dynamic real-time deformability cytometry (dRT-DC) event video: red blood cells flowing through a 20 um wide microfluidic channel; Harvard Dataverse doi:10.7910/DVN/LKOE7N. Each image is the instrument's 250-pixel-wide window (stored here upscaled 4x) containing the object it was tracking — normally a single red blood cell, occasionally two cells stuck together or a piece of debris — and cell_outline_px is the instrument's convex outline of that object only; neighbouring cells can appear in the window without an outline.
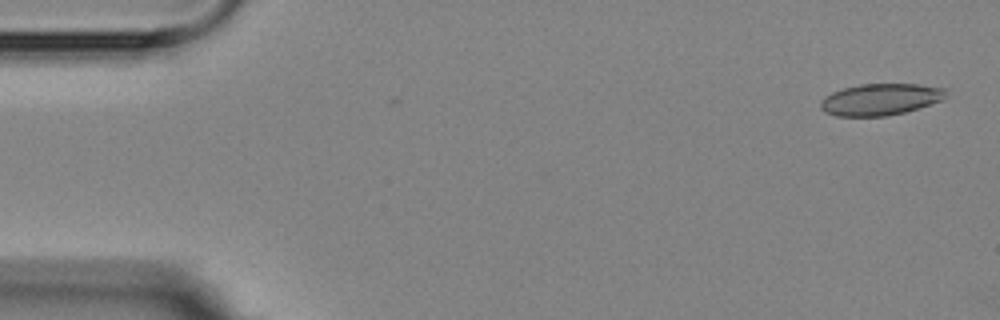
{"species": "Egyptian fruit bat (a non-hibernating species)", "species_latin": "Rousettus aegyptiacus", "temperature_condition": "room temperature", "stored_images_in_passage": 4, "camera_frame_rate_fps": 3000, "um_per_image_px": 0.085, "animal": {"sex": "female"}, "frame": {"image": 1, "passage_image": 1, "time_ms": 0.0, "image_size_px": [1000, 320], "cell_outline_px": [[948, 88], [944, 96], [940, 100], [904, 112], [888, 116], [836, 116], [824, 112], [820, 108], [820, 100], [824, 96], [832, 92], [844, 88], [860, 84], [916, 84]], "centroid_in_image_um": [74.77, 8.45], "position_along_channel_um": 10.2, "area_um2": 23.0}}
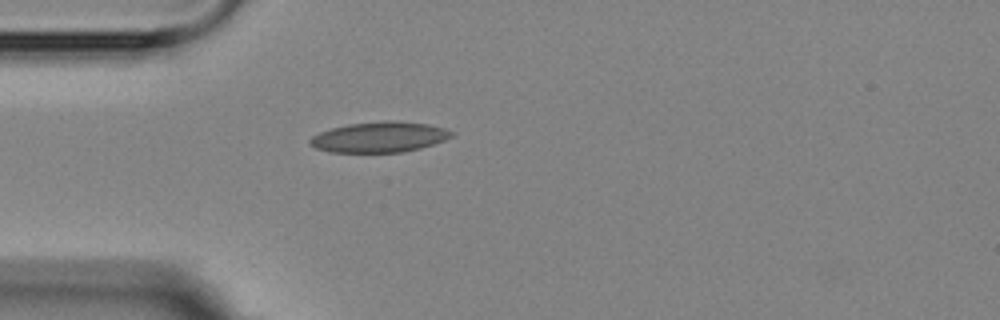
{"frame": {"image": 2, "passage_image": 4, "time_ms": 4.333, "image_size_px": [1000, 320], "cell_outline_px": [[456, 132], [452, 136], [444, 140], [420, 148], [404, 152], [328, 152], [316, 148], [308, 144], [308, 140], [312, 136], [320, 132], [332, 128], [348, 124], [384, 120], [392, 120], [428, 124], [444, 128]], "centroid_in_image_um": [32.24, 11.65], "position_along_channel_um": 52.8, "area_um2": 25.26}}